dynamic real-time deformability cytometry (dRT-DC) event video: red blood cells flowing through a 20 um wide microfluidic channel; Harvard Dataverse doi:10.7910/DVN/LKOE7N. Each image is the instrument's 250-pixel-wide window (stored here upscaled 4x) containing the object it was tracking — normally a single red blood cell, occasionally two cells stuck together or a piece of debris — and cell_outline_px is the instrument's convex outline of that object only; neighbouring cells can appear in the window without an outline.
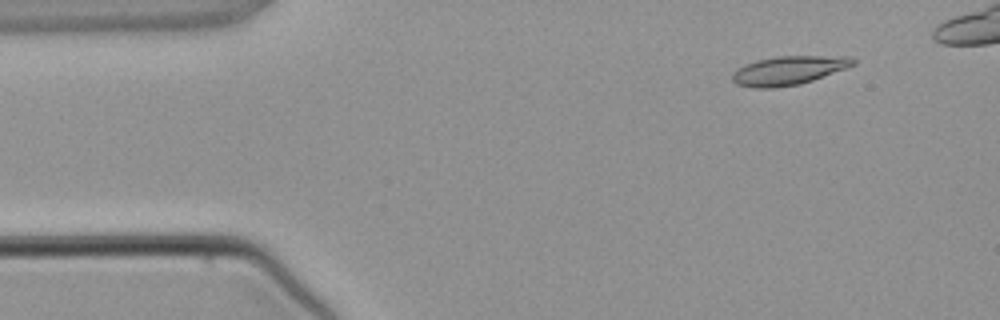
{"species": "common noctule bat (a hibernating species)", "species_latin": "Nyctalus noctula", "temperature_condition": "warm", "stored_images_in_passage": 4, "camera_frame_rate_fps": 3000, "um_per_image_px": 0.085, "animal": {"sex": "male", "body_mass_g": 21.5, "forearm_length_mm": 52.0}, "frame": {"image": 1, "passage_image": 1, "time_ms": 0.0, "image_size_px": [1000, 320], "cell_outline_px": [[856, 64], [812, 80], [800, 84], [772, 88], [752, 88], [736, 84], [732, 80], [732, 72], [736, 68], [756, 60], [776, 56], [848, 56], [856, 60]], "centroid_in_image_um": [66.98, 5.98], "position_along_channel_um": 18.0, "area_um2": 20.29}}